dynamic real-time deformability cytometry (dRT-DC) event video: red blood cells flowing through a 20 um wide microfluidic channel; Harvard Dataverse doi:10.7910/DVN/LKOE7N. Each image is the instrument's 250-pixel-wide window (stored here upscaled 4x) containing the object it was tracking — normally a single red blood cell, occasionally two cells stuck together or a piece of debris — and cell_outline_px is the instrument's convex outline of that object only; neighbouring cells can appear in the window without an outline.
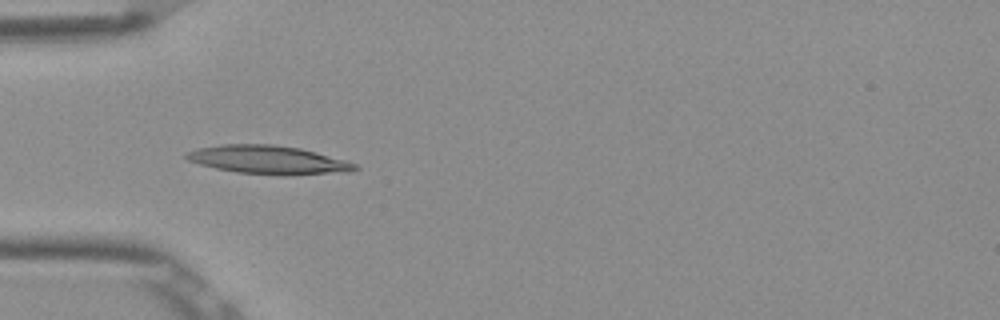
{"species": "Egyptian fruit bat (a non-hibernating species)", "species_latin": "Rousettus aegyptiacus", "temperature_condition": "room temperature", "stored_images_in_passage": 10, "camera_frame_rate_fps": 3000, "um_per_image_px": 0.085, "frame": {"image": 1, "passage_image": 5, "time_ms": 1.333, "image_size_px": [1000, 320], "cell_outline_px": [[360, 168], [348, 172], [284, 176], [280, 176], [236, 172], [216, 168], [200, 164], [188, 160], [184, 156], [184, 152], [196, 148], [220, 144], [272, 144], [300, 148], [348, 160], [356, 164]], "centroid_in_image_um": [22.82, 13.59], "position_along_channel_um": 62.2, "area_um2": 28.44}}
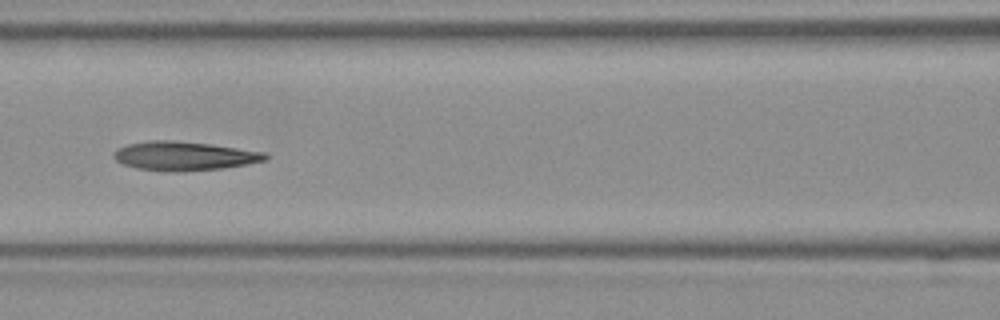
{"frame": {"image": 2, "passage_image": 7, "time_ms": 2.0, "image_size_px": [1000, 320], "cell_outline_px": [[268, 160], [248, 164], [220, 168], [184, 172], [176, 172], [136, 168], [124, 164], [116, 160], [112, 156], [112, 152], [128, 144], [148, 140], [172, 140], [208, 144], [264, 152], [268, 156]], "centroid_in_image_um": [15.64, 13.26], "position_along_channel_um": 151.0, "area_um2": 25.43}}
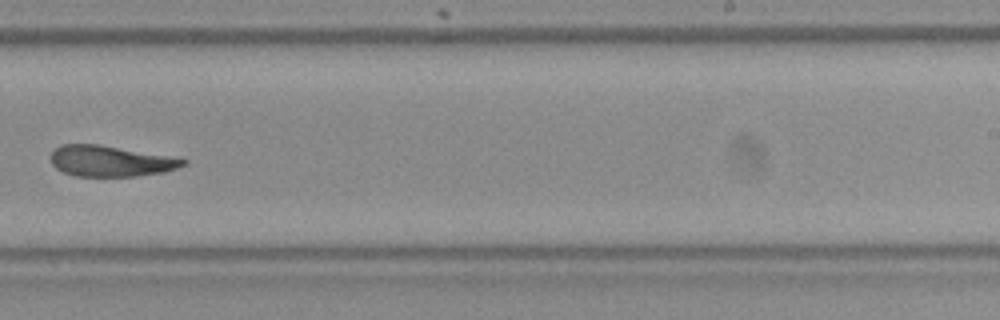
{"frame": {"image": 3, "passage_image": 10, "time_ms": 3.0, "image_size_px": [1000, 320], "cell_outline_px": [[188, 164], [164, 172], [136, 176], [76, 176], [64, 172], [56, 168], [52, 164], [48, 156], [60, 144], [100, 144], [188, 160]], "centroid_in_image_um": [9.34, 13.69], "position_along_channel_um": 279.7, "area_um2": 23.7}}